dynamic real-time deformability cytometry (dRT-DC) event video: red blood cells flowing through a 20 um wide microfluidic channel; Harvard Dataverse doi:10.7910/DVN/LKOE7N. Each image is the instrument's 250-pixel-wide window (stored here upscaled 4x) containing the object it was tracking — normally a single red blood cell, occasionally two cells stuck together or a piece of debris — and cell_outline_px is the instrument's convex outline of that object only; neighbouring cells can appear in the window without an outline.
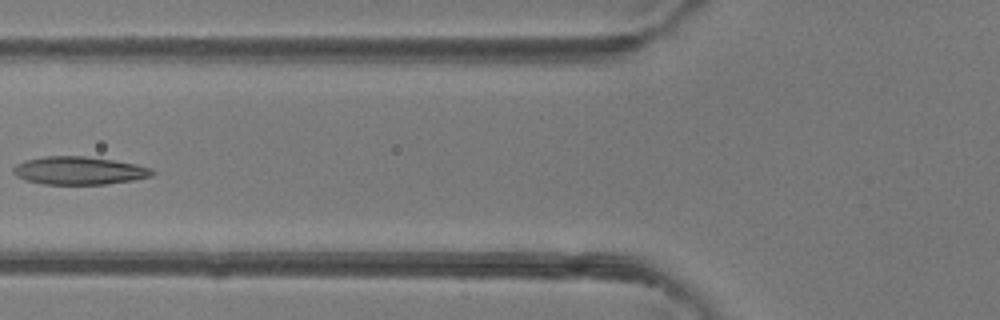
{"species": "common noctule bat (a hibernating species)", "species_latin": "Nyctalus noctula", "temperature_condition": "room temperature", "stored_images_in_passage": 5, "camera_frame_rate_fps": 3000, "um_per_image_px": 0.085, "animal": {"sex": "female"}, "frame": {"image": 1, "passage_image": 5, "time_ms": 4.667, "image_size_px": [1000, 320], "cell_outline_px": [[156, 172], [152, 176], [132, 180], [104, 184], [44, 184], [24, 180], [16, 176], [12, 172], [12, 168], [16, 164], [24, 160], [44, 156], [84, 156], [112, 160], [136, 164], [152, 168]], "centroid_in_image_um": [6.69, 14.5], "position_along_channel_um": 119.1, "area_um2": 22.72}}